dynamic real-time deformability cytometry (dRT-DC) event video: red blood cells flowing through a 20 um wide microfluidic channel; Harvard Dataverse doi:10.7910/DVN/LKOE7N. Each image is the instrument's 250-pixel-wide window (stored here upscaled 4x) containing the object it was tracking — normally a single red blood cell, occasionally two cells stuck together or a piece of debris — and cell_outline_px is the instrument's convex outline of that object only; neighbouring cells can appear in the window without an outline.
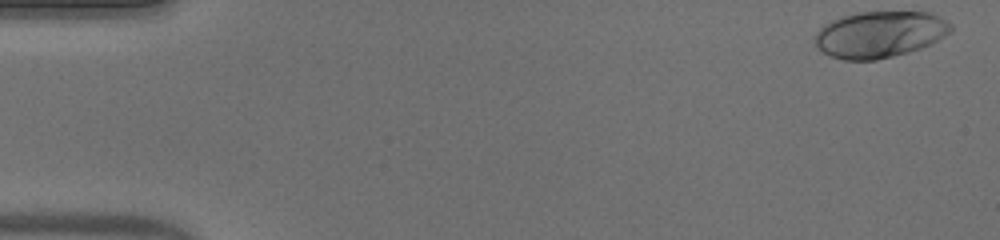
{"species": "human", "species_latin": "Homo sapiens", "temperature_condition": "warm", "stored_images_in_passage": 44, "camera_frame_rate_fps": 3000, "um_per_image_px": 0.085, "donor": {"sex": "male"}, "frame": {"image": 1, "passage_image": 1, "time_ms": 0.0, "image_size_px": [1000, 240], "cell_outline_px": [[952, 32], [920, 48], [908, 52], [876, 60], [844, 60], [832, 56], [824, 52], [812, 40], [812, 36], [824, 24], [840, 16], [856, 12], [932, 12], [952, 24]], "centroid_in_image_um": [74.75, 2.91], "position_along_channel_um": 10.2, "area_um2": 36.82}}
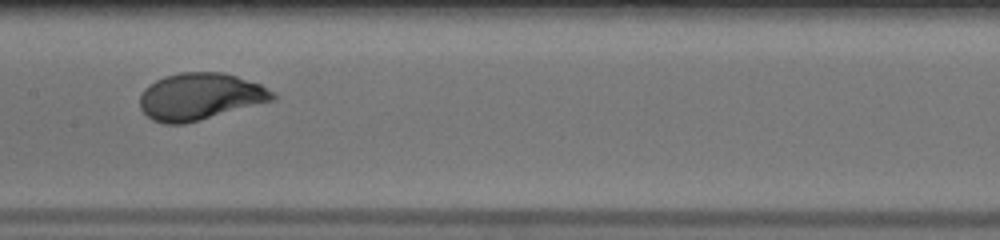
{"frame": {"image": 2, "passage_image": 26, "time_ms": 8.333, "image_size_px": [1000, 240], "cell_outline_px": [[276, 100], [200, 120], [184, 124], [164, 124], [152, 120], [140, 108], [140, 96], [144, 88], [148, 84], [164, 76], [180, 72], [224, 72], [260, 84], [276, 92]], "centroid_in_image_um": [17.01, 8.2], "position_along_channel_um": 190.4, "area_um2": 36.59}}
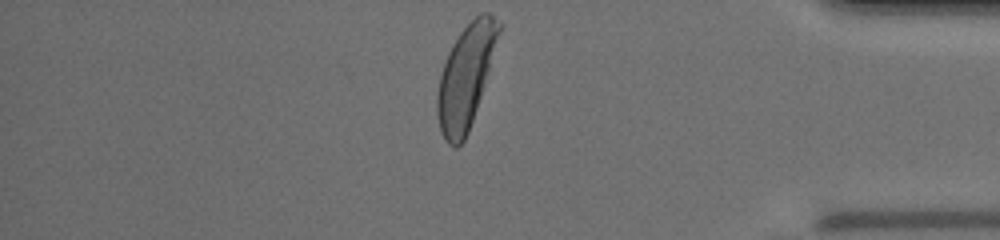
{"frame": {"image": 3, "passage_image": 44, "time_ms": 14.333, "image_size_px": [1000, 240], "cell_outline_px": [[500, 32], [488, 72], [468, 132], [464, 140], [456, 148], [448, 144], [444, 140], [440, 132], [436, 112], [436, 96], [440, 72], [448, 52], [452, 44], [460, 32], [480, 12], [488, 12], [500, 20]], "centroid_in_image_um": [39.55, 6.52], "position_along_channel_um": 395.6, "area_um2": 36.65}, "authors_computed_cell_mechanics": {"area_um2": 35.7782, "velocity_mm_per_s": 3.8924, "shape_relaxation_time_tau1_ms": 3.0829, "shape_relaxation_time_tau2_ms": null, "deformation_change_tau1": 0.1916, "deformation_change_tau2": null}}